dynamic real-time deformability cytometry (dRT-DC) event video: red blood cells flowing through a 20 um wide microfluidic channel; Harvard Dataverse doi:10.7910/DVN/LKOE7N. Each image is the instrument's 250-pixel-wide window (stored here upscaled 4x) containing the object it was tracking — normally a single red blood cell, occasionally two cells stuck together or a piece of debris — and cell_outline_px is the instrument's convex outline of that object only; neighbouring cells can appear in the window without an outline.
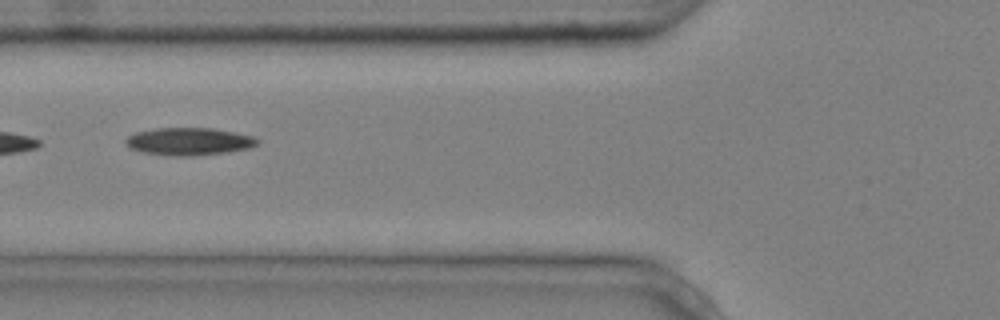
{"species": "common noctule bat (a hibernating species)", "species_latin": "Nyctalus noctula", "temperature_condition": "cold", "stored_images_in_passage": 8, "camera_frame_rate_fps": 3000, "um_per_image_px": 0.085, "animal": {"sex": "male", "body_mass_g": 20.4}, "frame": {"image": 1, "passage_image": 4, "time_ms": 1.0, "image_size_px": [1000, 320], "cell_outline_px": [[260, 144], [248, 148], [228, 152], [192, 156], [176, 156], [144, 152], [128, 148], [124, 140], [128, 136], [136, 132], [156, 128], [212, 128], [252, 136], [260, 140]], "centroid_in_image_um": [16.06, 12.02], "position_along_channel_um": 109.7, "area_um2": 21.1}}
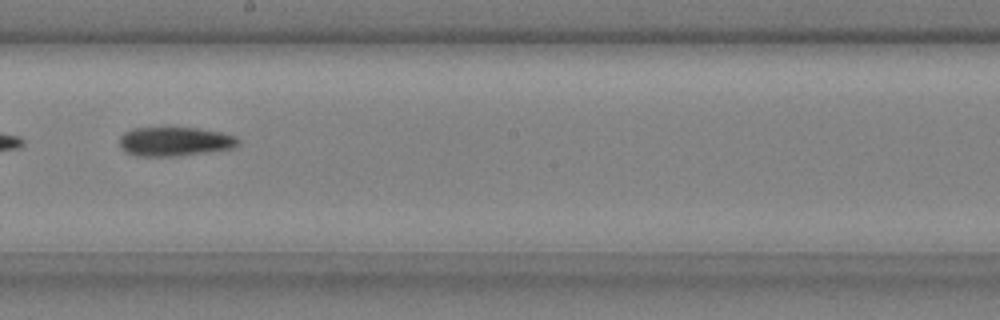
{"frame": {"image": 2, "passage_image": 7, "time_ms": 2.0, "image_size_px": [1000, 320], "cell_outline_px": [[240, 144], [236, 148], [216, 152], [176, 156], [136, 156], [120, 148], [120, 136], [124, 132], [132, 128], [200, 128], [220, 132], [236, 136], [240, 140]], "centroid_in_image_um": [14.93, 12.04], "position_along_channel_um": 233.3, "area_um2": 20.52}}
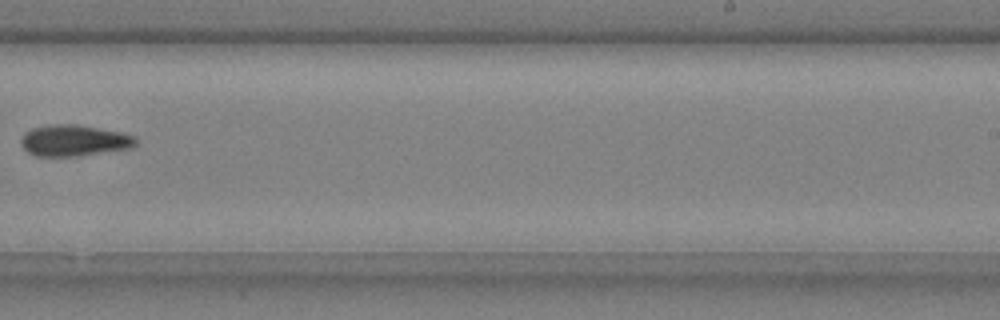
{"frame": {"image": 3, "passage_image": 8, "time_ms": 2.333, "image_size_px": [1000, 320], "cell_outline_px": [[136, 144], [132, 148], [76, 156], [32, 156], [20, 144], [20, 140], [24, 132], [32, 128], [48, 124], [76, 124], [120, 132], [136, 136]], "centroid_in_image_um": [6.26, 11.94], "position_along_channel_um": 282.7, "area_um2": 21.04}}